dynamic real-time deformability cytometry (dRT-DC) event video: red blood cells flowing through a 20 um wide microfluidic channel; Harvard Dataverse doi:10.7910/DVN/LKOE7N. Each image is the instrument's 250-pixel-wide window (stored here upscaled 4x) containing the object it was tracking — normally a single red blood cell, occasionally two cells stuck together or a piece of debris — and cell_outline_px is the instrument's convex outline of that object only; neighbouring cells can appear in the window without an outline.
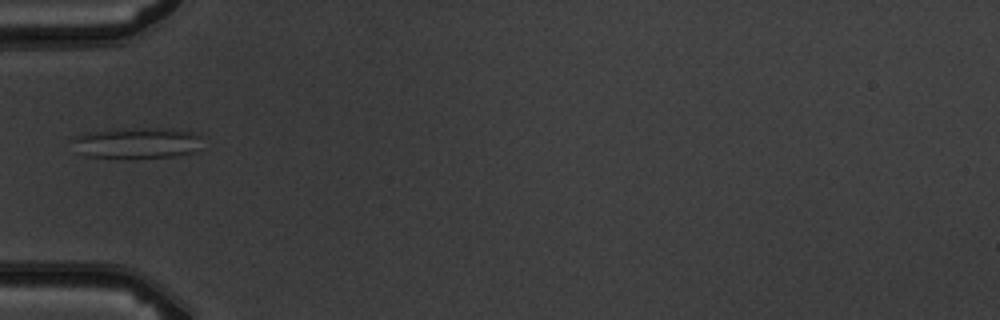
{"species": "common noctule bat (a hibernating species)", "species_latin": "Nyctalus noctula", "temperature_condition": "warm", "stored_images_in_passage": 5, "camera_frame_rate_fps": 3000, "um_per_image_px": 0.085, "animal": {"sex": "male", "body_mass_g": 19.5, "forearm_length_mm": 54.6}, "frame": {"image": 1, "passage_image": 5, "time_ms": 5.667, "image_size_px": [1000, 320], "cell_outline_px": [[200, 136], [196, 152], [176, 156], [136, 160], [128, 160], [88, 156], [80, 152], [68, 140], [84, 132], [132, 128], [172, 128], [192, 132]], "centroid_in_image_um": [11.6, 12.18], "position_along_channel_um": 73.4, "area_um2": 24.22}}